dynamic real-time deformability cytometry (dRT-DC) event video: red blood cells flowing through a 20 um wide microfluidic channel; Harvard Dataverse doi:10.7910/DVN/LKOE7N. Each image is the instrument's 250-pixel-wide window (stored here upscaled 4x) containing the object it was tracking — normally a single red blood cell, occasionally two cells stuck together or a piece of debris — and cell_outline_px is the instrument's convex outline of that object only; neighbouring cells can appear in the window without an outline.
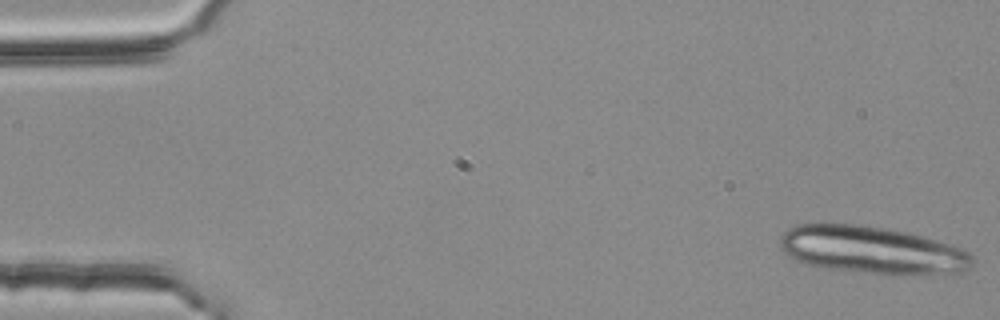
{"species": "common noctule bat (a hibernating species)", "species_latin": "Nyctalus noctula", "temperature_condition": "room temperature", "stored_images_in_passage": 2, "camera_frame_rate_fps": 3000, "um_per_image_px": 0.085, "animal": {"sex": "female", "body_mass_g": 25.1}, "frame": {"image": 1, "passage_image": 1, "time_ms": 0.0, "image_size_px": [1000, 320], "cell_outline_px": [[976, 260], [968, 268], [960, 272], [908, 276], [892, 276], [832, 268], [804, 264], [796, 260], [784, 252], [780, 248], [780, 236], [788, 228], [796, 224], [860, 224], [888, 228], [920, 236], [948, 244], [960, 248], [968, 252]], "centroid_in_image_um": [74.12, 21.27], "position_along_channel_um": 10.9, "area_um2": 53.47}}